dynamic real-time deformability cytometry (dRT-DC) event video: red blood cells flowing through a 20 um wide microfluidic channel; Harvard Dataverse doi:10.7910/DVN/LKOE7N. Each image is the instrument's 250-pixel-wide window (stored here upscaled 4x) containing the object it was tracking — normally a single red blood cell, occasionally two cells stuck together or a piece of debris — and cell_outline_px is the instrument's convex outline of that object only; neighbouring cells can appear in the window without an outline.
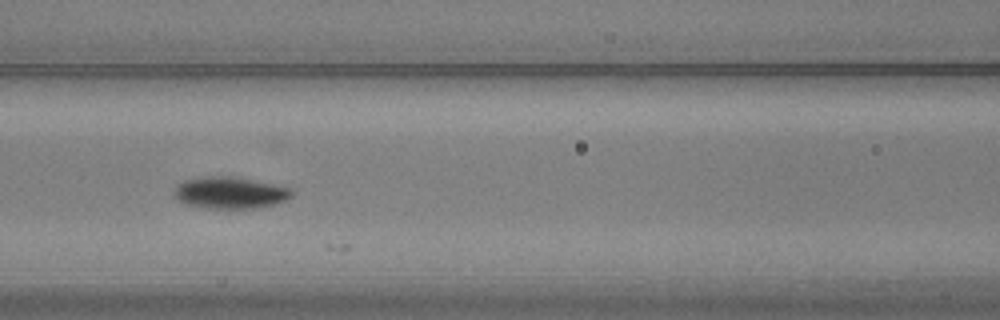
{"species": "common noctule bat (a hibernating species)", "species_latin": "Nyctalus noctula", "temperature_condition": "warm", "stored_images_in_passage": 5, "camera_frame_rate_fps": 3000, "um_per_image_px": 0.085, "animal": {"sex": "male", "body_mass_g": 20.5, "forearm_length_mm": 52.5}, "frame": {"image": 1, "passage_image": 4, "time_ms": 1.0, "image_size_px": [1000, 320], "cell_outline_px": [[292, 196], [284, 200], [260, 208], [208, 208], [188, 204], [180, 200], [176, 196], [176, 184], [184, 180], [200, 176], [232, 176], [292, 188]], "centroid_in_image_um": [19.55, 16.37], "position_along_channel_um": 147.0, "area_um2": 21.44}}
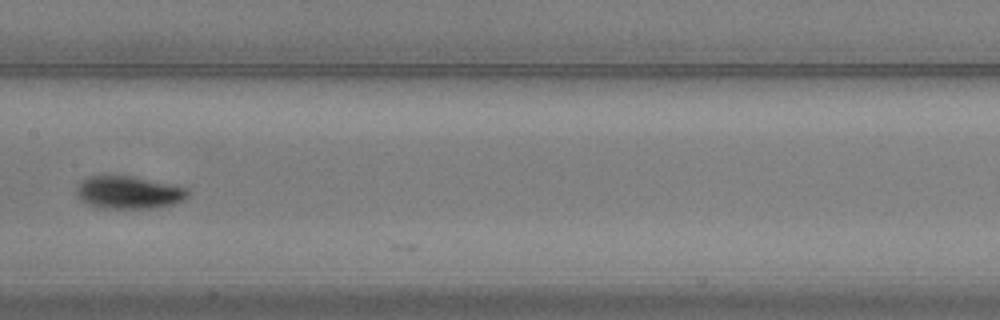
{"frame": {"image": 2, "passage_image": 5, "time_ms": 1.333, "image_size_px": [1000, 320], "cell_outline_px": [[188, 196], [184, 200], [172, 204], [156, 208], [100, 208], [88, 204], [80, 200], [76, 196], [76, 184], [88, 176], [104, 172], [132, 176], [188, 188]], "centroid_in_image_um": [10.85, 16.32], "position_along_channel_um": 196.6, "area_um2": 21.91}}